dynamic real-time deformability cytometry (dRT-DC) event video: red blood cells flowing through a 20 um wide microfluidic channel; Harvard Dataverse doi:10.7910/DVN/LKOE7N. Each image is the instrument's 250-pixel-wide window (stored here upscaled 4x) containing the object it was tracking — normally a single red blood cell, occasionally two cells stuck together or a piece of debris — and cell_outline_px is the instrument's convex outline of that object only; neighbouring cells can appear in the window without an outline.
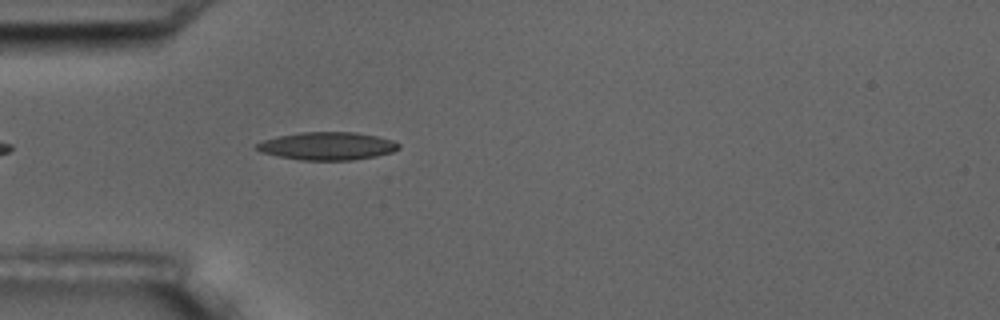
{"species": "common noctule bat (a hibernating species)", "species_latin": "Nyctalus noctula", "temperature_condition": "room temperature", "stored_images_in_passage": 3, "camera_frame_rate_fps": 3000, "um_per_image_px": 0.085, "animal": {"sex": "male", "body_mass_g": 17.5, "forearm_length_mm": 52.3}, "frame": {"image": 1, "passage_image": 3, "time_ms": 2.333, "image_size_px": [1000, 320], "cell_outline_px": [[400, 148], [392, 152], [376, 156], [352, 160], [300, 160], [260, 152], [256, 148], [256, 144], [264, 140], [276, 136], [300, 132], [356, 132], [376, 136], [392, 140], [400, 144]], "centroid_in_image_um": [27.82, 12.41], "position_along_channel_um": 57.2, "area_um2": 23.06}}